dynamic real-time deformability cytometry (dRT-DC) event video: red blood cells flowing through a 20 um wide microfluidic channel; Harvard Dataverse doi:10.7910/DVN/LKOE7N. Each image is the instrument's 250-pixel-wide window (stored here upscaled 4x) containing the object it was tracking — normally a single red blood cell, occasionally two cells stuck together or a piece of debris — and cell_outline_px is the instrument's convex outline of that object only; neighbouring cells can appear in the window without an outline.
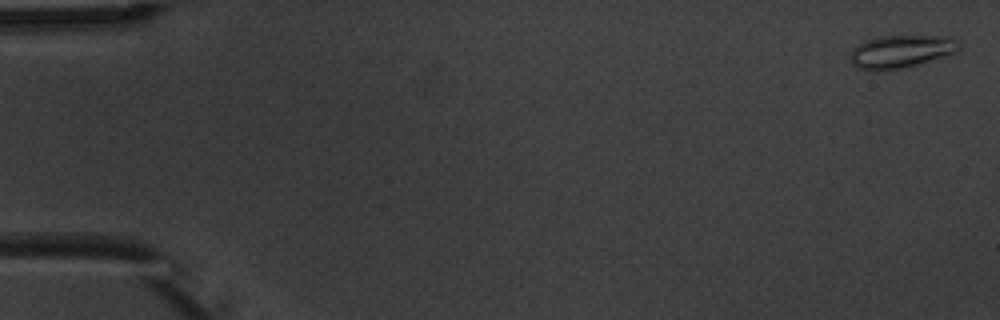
{"species": "common noctule bat (a hibernating species)", "species_latin": "Nyctalus noctula", "temperature_condition": "warm", "stored_images_in_passage": 5, "camera_frame_rate_fps": 3000, "um_per_image_px": 0.085, "animal": {"sex": "male", "body_mass_g": 20.1, "forearm_length_mm": 53.5}, "frame": {"image": 1, "passage_image": 1, "time_ms": 0.0, "image_size_px": [1000, 320], "cell_outline_px": [[956, 52], [944, 56], [888, 72], [872, 72], [856, 68], [852, 64], [852, 48], [868, 40], [880, 36], [952, 36], [956, 40]], "centroid_in_image_um": [76.52, 4.41], "position_along_channel_um": 8.5, "area_um2": 20.69}}
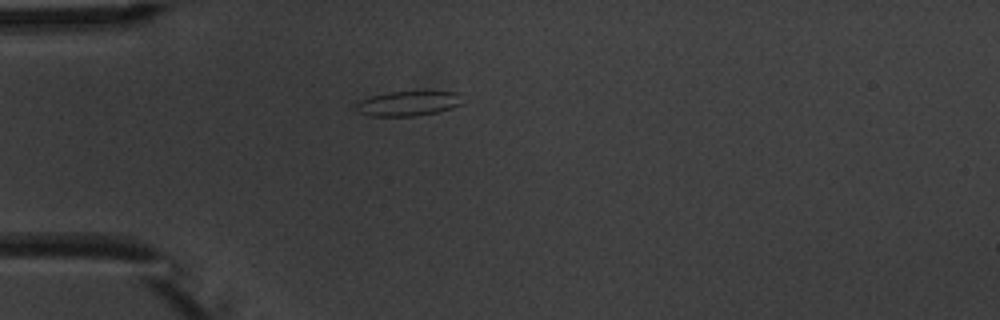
{"frame": {"image": 2, "passage_image": 5, "time_ms": 4.667, "image_size_px": [1000, 320], "cell_outline_px": [[464, 104], [452, 108], [436, 112], [416, 116], [368, 116], [360, 112], [356, 108], [356, 104], [360, 100], [368, 96], [388, 92], [460, 92]], "centroid_in_image_um": [34.71, 8.79], "position_along_channel_um": 50.3, "area_um2": 15.49}}